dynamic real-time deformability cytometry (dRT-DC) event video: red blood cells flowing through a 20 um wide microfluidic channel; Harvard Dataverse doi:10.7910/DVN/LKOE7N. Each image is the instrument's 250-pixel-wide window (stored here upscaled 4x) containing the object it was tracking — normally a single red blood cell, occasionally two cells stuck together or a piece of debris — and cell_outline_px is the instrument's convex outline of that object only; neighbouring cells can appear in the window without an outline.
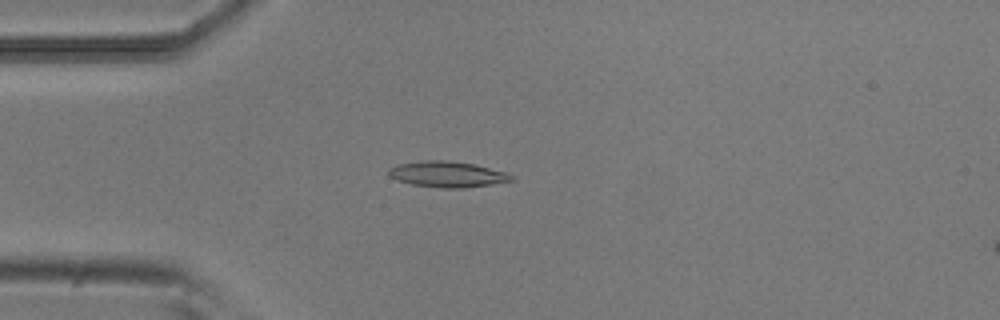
{"species": "common noctule bat (a hibernating species)", "species_latin": "Nyctalus noctula", "temperature_condition": "room temperature", "stored_images_in_passage": 52, "camera_frame_rate_fps": 3000, "um_per_image_px": 0.085, "animal": {"sex": "male", "body_mass_g": 20.5, "forearm_length_mm": 52.5}, "frame": {"image": 1, "passage_image": 13, "time_ms": 4.0, "image_size_px": [1000, 320], "cell_outline_px": [[516, 180], [492, 184], [464, 188], [440, 188], [412, 184], [396, 180], [388, 176], [388, 168], [400, 164], [424, 160], [444, 160], [476, 164], [504, 172], [516, 176]], "centroid_in_image_um": [38.04, 14.82], "position_along_channel_um": 47.0, "area_um2": 18.61}}
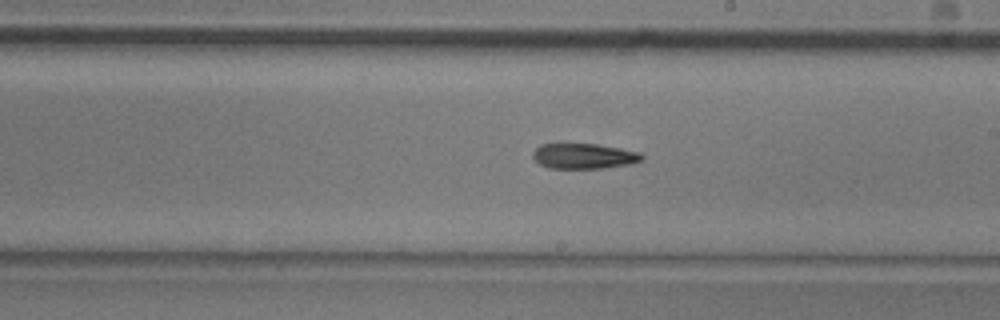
{"frame": {"image": 2, "passage_image": 29, "time_ms": 9.333, "image_size_px": [1000, 320], "cell_outline_px": [[644, 160], [628, 164], [608, 168], [548, 168], [540, 164], [532, 156], [532, 152], [540, 144], [596, 144], [620, 148], [640, 152], [644, 156]], "centroid_in_image_um": [49.65, 13.27], "position_along_channel_um": 239.4, "area_um2": 16.13}}
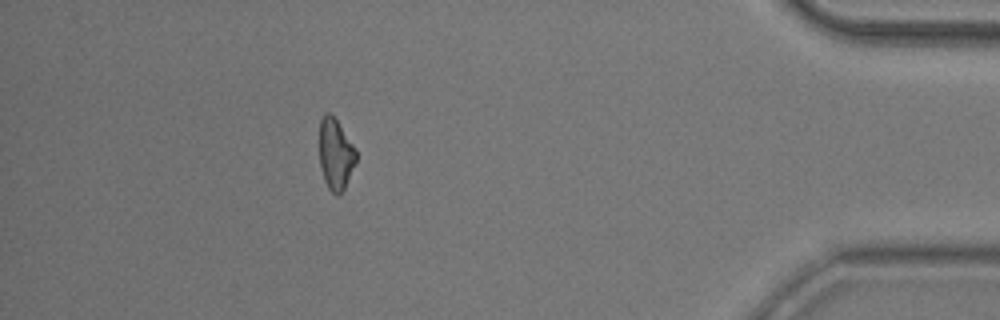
{"frame": {"image": 3, "passage_image": 46, "time_ms": 15.0, "image_size_px": [1000, 320], "cell_outline_px": [[356, 164], [344, 188], [336, 196], [328, 188], [324, 180], [320, 168], [320, 120], [324, 112], [328, 112], [336, 120], [356, 148]], "centroid_in_image_um": [28.52, 13.11], "position_along_channel_um": 406.7, "area_um2": 15.14}}